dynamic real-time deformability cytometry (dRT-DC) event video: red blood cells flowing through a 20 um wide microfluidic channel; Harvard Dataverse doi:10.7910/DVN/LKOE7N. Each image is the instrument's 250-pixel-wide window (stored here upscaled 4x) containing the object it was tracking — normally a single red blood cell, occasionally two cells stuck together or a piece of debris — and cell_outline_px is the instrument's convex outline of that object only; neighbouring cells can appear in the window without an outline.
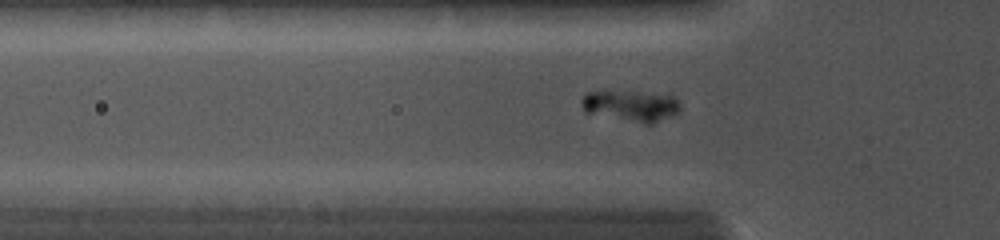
{"species": "common noctule bat (a hibernating species)", "species_latin": "Nyctalus noctula", "temperature_condition": "cold", "stored_images_in_passage": 57, "camera_frame_rate_fps": 5000, "um_per_image_px": 0.085, "animal": {"sex": "female", "body_mass_g": 19.0, "forearm_length_mm": 56.7}, "frame": {"image": 1, "passage_image": 21, "time_ms": 4.6, "image_size_px": [1000, 240], "cell_outline_px": [[680, 112], [672, 116], [652, 124], [644, 124], [584, 112], [580, 104], [580, 100], [588, 92], [604, 88], [608, 88], [672, 96], [680, 104]], "centroid_in_image_um": [53.56, 8.96], "position_along_channel_um": 72.2, "area_um2": 18.55}}
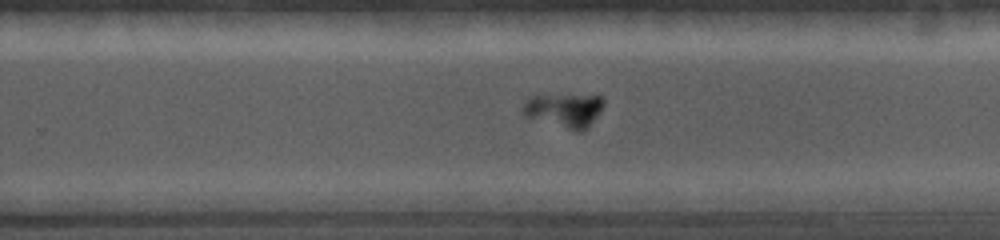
{"frame": {"image": 2, "passage_image": 37, "time_ms": 9.4, "image_size_px": [1000, 240], "cell_outline_px": [[604, 104], [600, 112], [588, 128], [580, 132], [576, 132], [524, 116], [524, 100], [528, 96], [604, 96]], "centroid_in_image_um": [47.99, 9.4], "position_along_channel_um": 281.8, "area_um2": 15.9}}
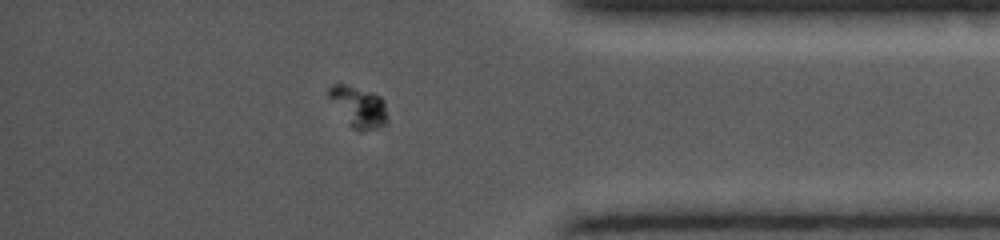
{"frame": {"image": 3, "passage_image": 49, "time_ms": 12.4, "image_size_px": [1000, 240], "cell_outline_px": [[388, 120], [384, 124], [376, 128], [360, 132], [356, 132], [352, 128], [328, 96], [328, 88], [332, 84], [344, 84], [372, 92], [380, 96], [384, 100]], "centroid_in_image_um": [30.5, 9.08], "position_along_channel_um": 404.7, "area_um2": 13.81}}